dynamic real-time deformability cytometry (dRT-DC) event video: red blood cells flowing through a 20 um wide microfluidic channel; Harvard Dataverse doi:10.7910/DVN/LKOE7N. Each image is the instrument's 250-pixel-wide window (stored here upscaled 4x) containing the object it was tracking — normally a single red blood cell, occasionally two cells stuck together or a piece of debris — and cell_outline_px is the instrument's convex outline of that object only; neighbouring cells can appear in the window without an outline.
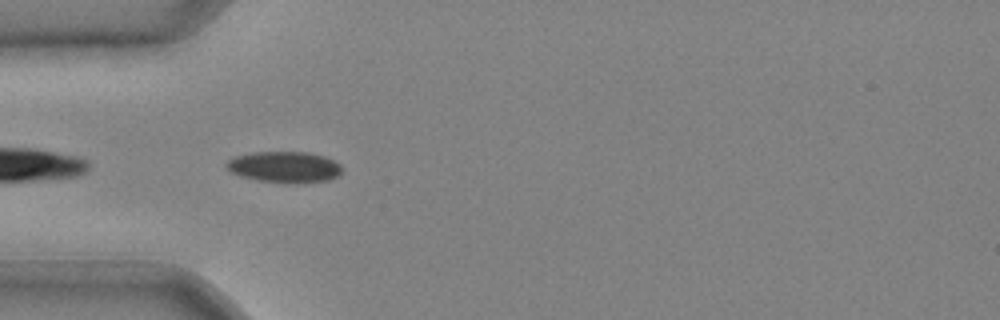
{"species": "common noctule bat (a hibernating species)", "species_latin": "Nyctalus noctula", "temperature_condition": "cold", "stored_images_in_passage": 21, "camera_frame_rate_fps": 3000, "um_per_image_px": 0.085, "animal": {"sex": "male", "body_mass_g": 20.4}, "frame": {"image": 1, "passage_image": 2, "time_ms": 0.333, "image_size_px": [1000, 320], "cell_outline_px": [[340, 172], [336, 176], [328, 180], [260, 180], [240, 176], [232, 172], [224, 164], [228, 160], [236, 156], [252, 152], [308, 152], [324, 156], [340, 164]], "centroid_in_image_um": [24.12, 14.13], "position_along_channel_um": 60.9, "area_um2": 19.83}}
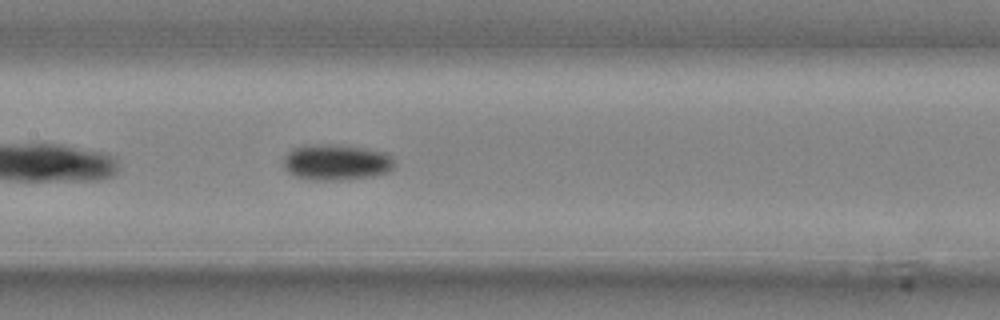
{"frame": {"image": 2, "passage_image": 10, "time_ms": 3.0, "image_size_px": [1000, 320], "cell_outline_px": [[396, 164], [388, 172], [372, 176], [340, 180], [312, 180], [296, 176], [288, 172], [284, 168], [284, 156], [292, 148], [308, 144], [340, 144], [368, 148], [384, 152]], "centroid_in_image_um": [28.56, 13.77], "position_along_channel_um": 178.8, "area_um2": 23.41}}
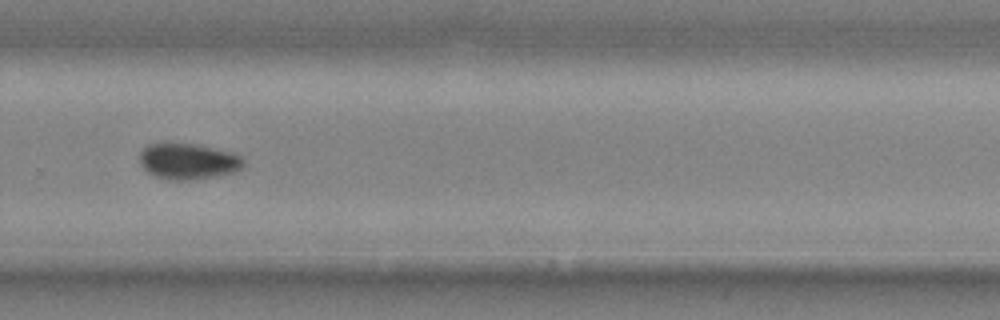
{"frame": {"image": 3, "passage_image": 19, "time_ms": 6.0, "image_size_px": [1000, 320], "cell_outline_px": [[244, 164], [240, 168], [232, 172], [196, 180], [168, 180], [156, 176], [148, 172], [140, 164], [140, 152], [148, 144], [196, 144], [232, 152], [240, 156], [244, 160]], "centroid_in_image_um": [15.98, 13.72], "position_along_channel_um": 313.8, "area_um2": 21.56}}